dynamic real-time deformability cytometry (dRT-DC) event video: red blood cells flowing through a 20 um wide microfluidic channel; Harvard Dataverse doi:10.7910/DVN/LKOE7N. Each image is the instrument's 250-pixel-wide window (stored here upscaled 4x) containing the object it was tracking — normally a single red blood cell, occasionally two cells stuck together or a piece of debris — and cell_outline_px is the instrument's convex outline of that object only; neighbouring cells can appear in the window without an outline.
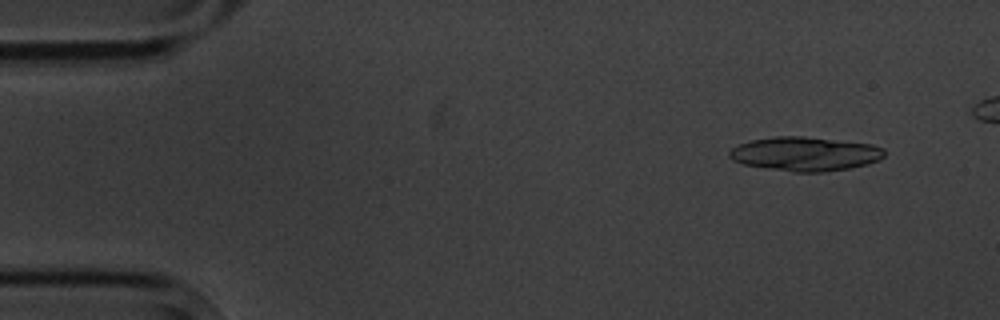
{"species": "common noctule bat (a hibernating species)", "species_latin": "Nyctalus noctula", "temperature_condition": "cold", "stored_images_in_passage": 5, "camera_frame_rate_fps": 3000, "um_per_image_px": 0.085, "animal": {"sex": "male", "body_mass_g": 20.1, "forearm_length_mm": 53.5}, "frame": {"image": 1, "passage_image": 2, "time_ms": 1.0, "image_size_px": [1000, 320], "cell_outline_px": [[884, 156], [880, 160], [868, 164], [828, 172], [792, 172], [744, 164], [732, 160], [728, 156], [728, 152], [732, 148], [740, 144], [752, 140], [776, 136], [804, 136], [872, 144], [884, 148]], "centroid_in_image_um": [68.45, 13.08], "position_along_channel_um": 16.5, "area_um2": 30.81}}